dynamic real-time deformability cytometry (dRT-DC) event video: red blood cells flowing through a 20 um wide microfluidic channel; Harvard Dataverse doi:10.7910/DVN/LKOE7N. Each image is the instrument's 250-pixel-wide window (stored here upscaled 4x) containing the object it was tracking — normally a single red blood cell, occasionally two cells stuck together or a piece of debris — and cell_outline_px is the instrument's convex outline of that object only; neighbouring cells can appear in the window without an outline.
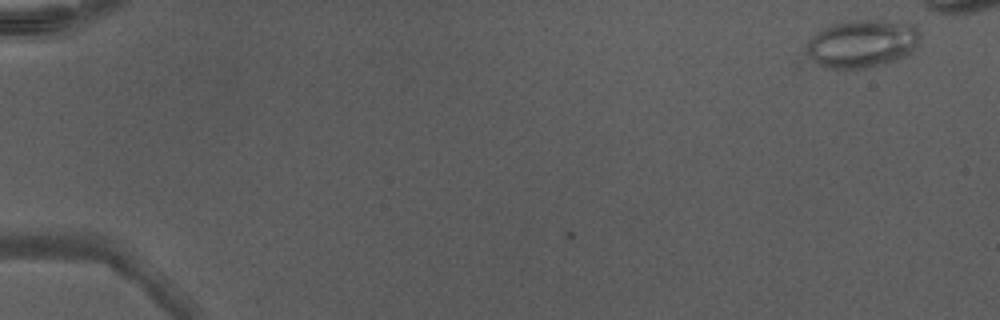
{"species": "Egyptian fruit bat (a non-hibernating species)", "species_latin": "Rousettus aegyptiacus", "temperature_condition": "warm", "stored_images_in_passage": 6, "camera_frame_rate_fps": 3000, "um_per_image_px": 0.085, "animal": {"sex": "male"}, "frame": {"image": 1, "passage_image": 1, "time_ms": 0.0, "image_size_px": [1000, 320], "cell_outline_px": [[920, 44], [912, 52], [888, 64], [868, 68], [824, 68], [816, 64], [808, 56], [808, 40], [816, 32], [832, 24], [848, 20], [876, 20], [916, 24], [920, 32]], "centroid_in_image_um": [73.32, 3.71], "position_along_channel_um": 11.7, "area_um2": 32.19}}